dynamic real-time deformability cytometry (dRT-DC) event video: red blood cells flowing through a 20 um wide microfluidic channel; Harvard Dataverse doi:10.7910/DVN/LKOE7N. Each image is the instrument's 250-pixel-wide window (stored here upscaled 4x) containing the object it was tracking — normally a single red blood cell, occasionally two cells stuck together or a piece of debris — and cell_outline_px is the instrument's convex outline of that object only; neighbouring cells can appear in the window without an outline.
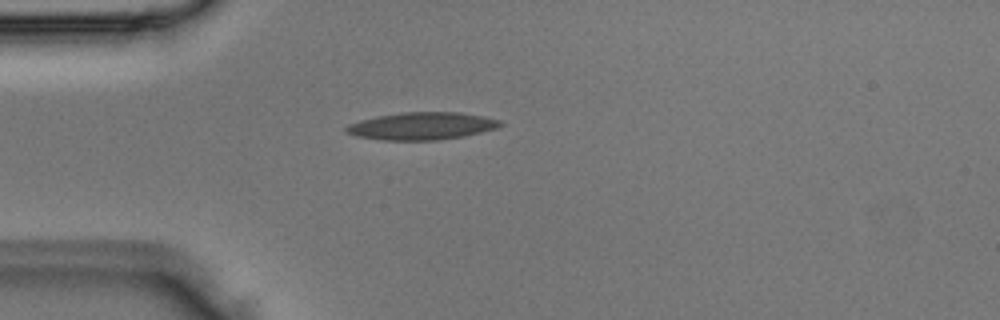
{"species": "Egyptian fruit bat (a non-hibernating species)", "species_latin": "Rousettus aegyptiacus", "temperature_condition": "room temperature", "stored_images_in_passage": 2, "camera_frame_rate_fps": 3000, "um_per_image_px": 0.085, "animal": {"sex": "male"}, "frame": {"image": 1, "passage_image": 2, "time_ms": 0.333, "image_size_px": [1000, 320], "cell_outline_px": [[504, 124], [496, 128], [464, 136], [436, 140], [384, 140], [356, 136], [344, 132], [344, 128], [348, 124], [360, 120], [376, 116], [404, 112], [460, 112], [484, 116], [500, 120]], "centroid_in_image_um": [35.83, 10.7], "position_along_channel_um": 49.2, "area_um2": 24.68}}